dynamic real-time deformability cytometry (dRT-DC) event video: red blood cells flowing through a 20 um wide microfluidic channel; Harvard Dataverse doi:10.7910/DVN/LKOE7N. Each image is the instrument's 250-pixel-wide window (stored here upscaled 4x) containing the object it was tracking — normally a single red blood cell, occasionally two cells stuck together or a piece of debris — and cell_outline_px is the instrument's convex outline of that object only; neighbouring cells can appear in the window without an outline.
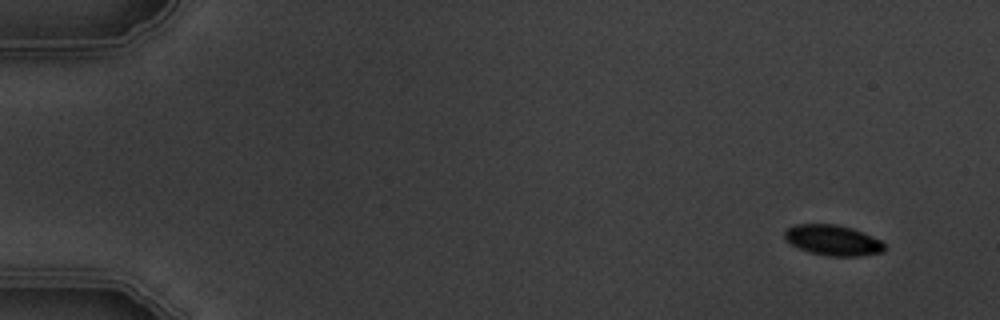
{"species": "common noctule bat (a hibernating species)", "species_latin": "Nyctalus noctula", "temperature_condition": "warm", "stored_images_in_passage": 8, "camera_frame_rate_fps": 3000, "um_per_image_px": 0.085, "animal": {"sex": "male", "body_mass_g": 19.5, "forearm_length_mm": 54.6}, "frame": {"image": 1, "passage_image": 1, "time_ms": 0.0, "image_size_px": [1000, 320], "cell_outline_px": [[884, 252], [860, 256], [828, 256], [808, 252], [792, 244], [784, 236], [784, 232], [788, 228], [796, 224], [836, 224], [852, 228], [880, 240], [884, 244]], "centroid_in_image_um": [70.8, 20.42], "position_along_channel_um": 14.2, "area_um2": 17.57}}
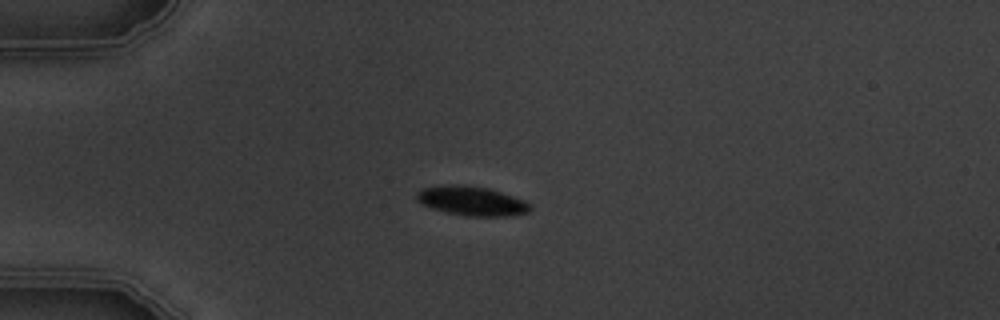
{"frame": {"image": 2, "passage_image": 4, "time_ms": 3.667, "image_size_px": [1000, 320], "cell_outline_px": [[532, 208], [528, 212], [508, 216], [468, 216], [448, 212], [432, 208], [416, 200], [416, 192], [424, 188], [448, 184], [460, 184], [488, 188], [524, 200]], "centroid_in_image_um": [40.08, 17.07], "position_along_channel_um": 44.9, "area_um2": 19.13}}
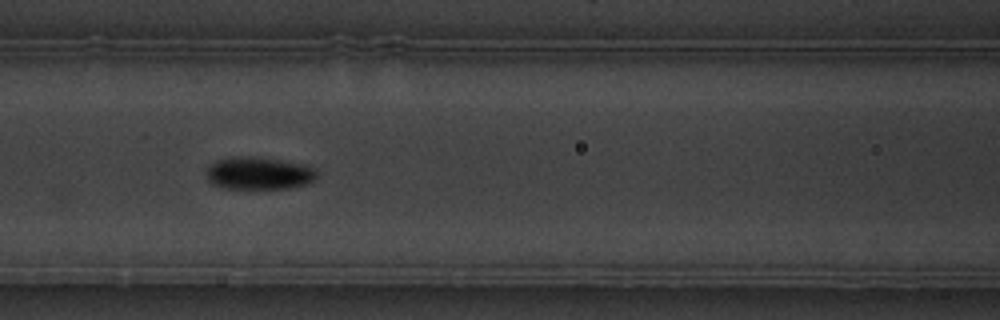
{"frame": {"image": 3, "passage_image": 7, "time_ms": 7.0, "image_size_px": [1000, 320], "cell_outline_px": [[320, 172], [316, 180], [308, 184], [288, 188], [224, 188], [212, 184], [208, 180], [208, 168], [216, 160], [240, 156], [276, 160], [304, 164], [316, 168]], "centroid_in_image_um": [22.09, 14.74], "position_along_channel_um": 144.5, "area_um2": 20.75}}